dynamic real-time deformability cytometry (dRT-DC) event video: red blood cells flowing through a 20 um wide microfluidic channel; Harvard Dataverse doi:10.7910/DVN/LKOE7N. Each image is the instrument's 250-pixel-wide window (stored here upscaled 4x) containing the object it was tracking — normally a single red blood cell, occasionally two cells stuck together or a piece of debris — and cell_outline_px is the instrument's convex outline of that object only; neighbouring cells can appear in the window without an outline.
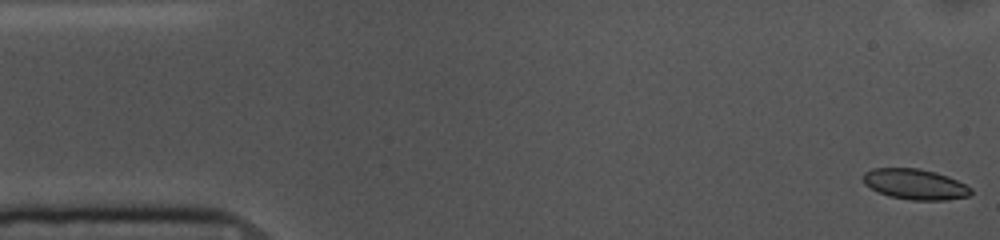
{"species": "common noctule bat (a hibernating species)", "species_latin": "Nyctalus noctula", "temperature_condition": "cold", "stored_images_in_passage": 54, "camera_frame_rate_fps": 3000, "um_per_image_px": 0.085, "animal": {"sex": "female", "body_mass_g": 10.0, "forearm_length_mm": 53.1}, "frame": {"image": 1, "passage_image": 1, "time_ms": 0.0, "image_size_px": [1000, 240], "cell_outline_px": [[972, 192], [968, 196], [948, 200], [912, 200], [888, 196], [864, 184], [864, 172], [872, 168], [920, 168], [936, 172], [948, 176], [972, 188]], "centroid_in_image_um": [77.79, 15.65], "position_along_channel_um": 7.2, "area_um2": 19.13}}
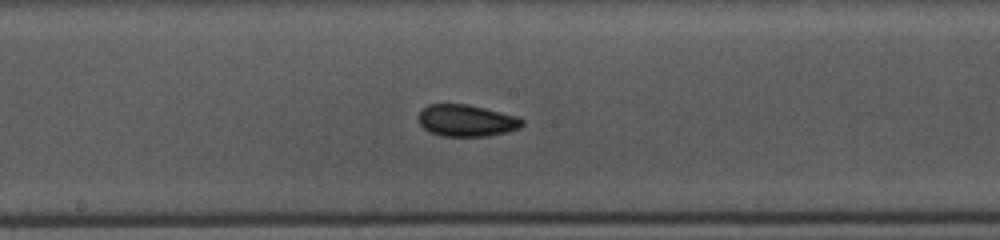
{"frame": {"image": 2, "passage_image": 27, "time_ms": 8.667, "image_size_px": [1000, 240], "cell_outline_px": [[524, 124], [520, 128], [508, 132], [488, 136], [440, 136], [424, 128], [420, 124], [420, 112], [428, 104], [468, 104], [516, 116], [524, 120]], "centroid_in_image_um": [39.69, 10.25], "position_along_channel_um": 208.5, "area_um2": 19.07}}
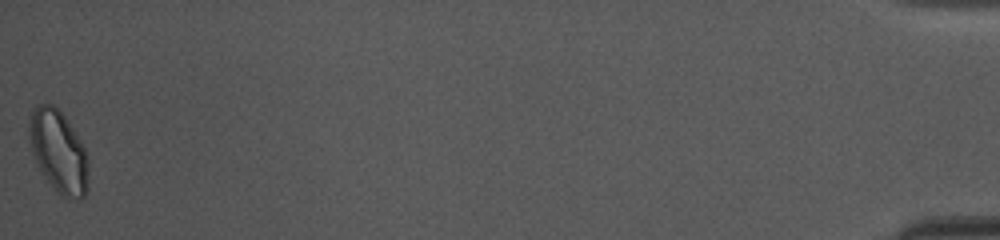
{"frame": {"image": 3, "passage_image": 54, "time_ms": 17.667, "image_size_px": [1000, 240], "cell_outline_px": [[88, 188], [84, 196], [80, 200], [68, 200], [56, 192], [36, 164], [28, 140], [28, 128], [32, 112], [36, 104], [52, 104], [64, 116], [80, 140], [88, 156]], "centroid_in_image_um": [4.97, 12.93], "position_along_channel_um": 430.2, "area_um2": 28.61}, "authors_computed_cell_mechanics": {"area_um2": 19.4497, "velocity_mm_per_s": 3.6188, "shape_relaxation_time_tau1_ms": null, "shape_relaxation_time_tau2_ms": 2.356, "deformation_change_tau1": null, "deformation_change_tau2": 0.0531}}